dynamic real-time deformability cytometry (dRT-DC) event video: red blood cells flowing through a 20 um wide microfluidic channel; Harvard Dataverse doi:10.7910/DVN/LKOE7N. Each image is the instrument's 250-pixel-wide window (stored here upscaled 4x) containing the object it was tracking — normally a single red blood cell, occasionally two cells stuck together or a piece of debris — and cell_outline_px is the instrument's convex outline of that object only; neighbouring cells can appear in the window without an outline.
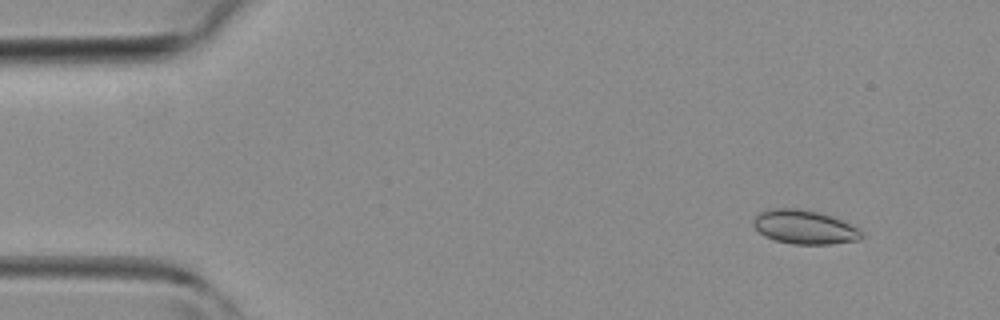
{"species": "common noctule bat (a hibernating species)", "species_latin": "Nyctalus noctula", "temperature_condition": "room temperature", "stored_images_in_passage": 10, "camera_frame_rate_fps": 3000, "um_per_image_px": 0.085, "animal": {"sex": "female", "body_mass_g": 19.3, "forearm_length_mm": 54.1}, "frame": {"image": 1, "passage_image": 4, "time_ms": 1.0, "image_size_px": [1000, 320], "cell_outline_px": [[864, 236], [860, 240], [832, 244], [792, 244], [776, 240], [764, 236], [752, 224], [752, 220], [764, 208], [796, 208], [816, 212], [832, 216], [860, 228], [864, 232]], "centroid_in_image_um": [68.4, 19.3], "position_along_channel_um": 16.6, "area_um2": 21.62}}